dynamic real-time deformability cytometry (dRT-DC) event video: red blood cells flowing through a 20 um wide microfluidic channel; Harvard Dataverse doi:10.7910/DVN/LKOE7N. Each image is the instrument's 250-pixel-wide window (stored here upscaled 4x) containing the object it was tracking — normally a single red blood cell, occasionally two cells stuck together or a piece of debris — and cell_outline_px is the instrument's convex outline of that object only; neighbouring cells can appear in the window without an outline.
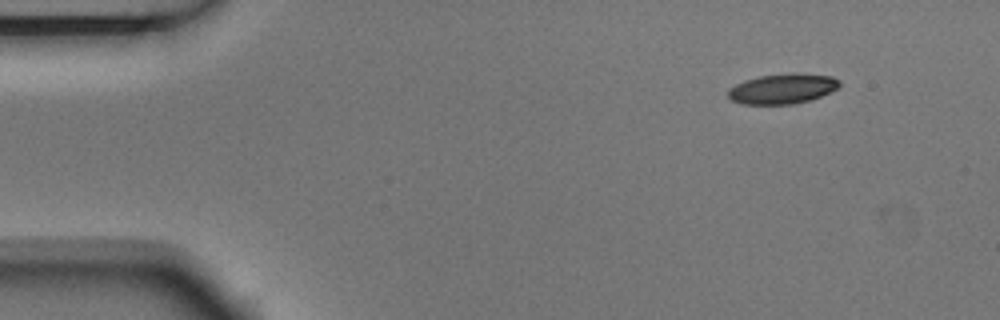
{"species": "Egyptian fruit bat (a non-hibernating species)", "species_latin": "Rousettus aegyptiacus", "temperature_condition": "room temperature", "stored_images_in_passage": 4, "camera_frame_rate_fps": 3000, "um_per_image_px": 0.085, "animal": {"sex": "male"}, "frame": {"image": 1, "passage_image": 1, "time_ms": 0.0, "image_size_px": [1000, 320], "cell_outline_px": [[840, 84], [836, 88], [820, 96], [808, 100], [792, 104], [744, 104], [732, 100], [728, 96], [728, 88], [744, 80], [760, 76], [796, 72], [832, 76], [840, 80]], "centroid_in_image_um": [66.5, 7.52], "position_along_channel_um": 18.5, "area_um2": 19.42}}
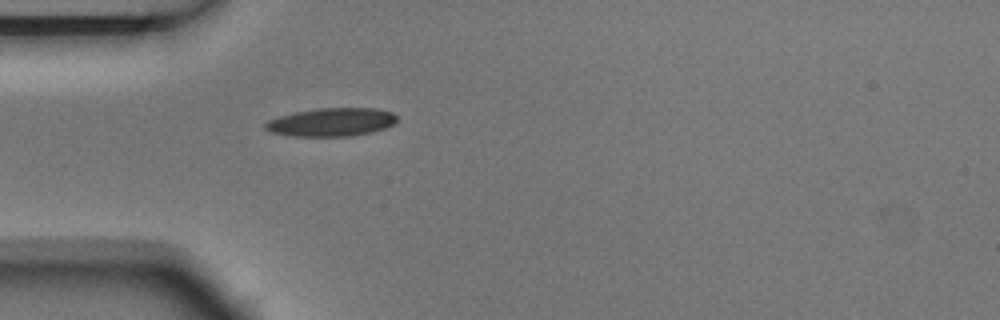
{"frame": {"image": 2, "passage_image": 4, "time_ms": 1.0, "image_size_px": [1000, 320], "cell_outline_px": [[396, 120], [392, 124], [384, 128], [372, 132], [352, 136], [292, 136], [268, 132], [264, 128], [264, 124], [268, 120], [280, 116], [296, 112], [316, 108], [372, 108], [392, 112], [396, 116]], "centroid_in_image_um": [28.13, 10.38], "position_along_channel_um": 56.9, "area_um2": 21.68}}